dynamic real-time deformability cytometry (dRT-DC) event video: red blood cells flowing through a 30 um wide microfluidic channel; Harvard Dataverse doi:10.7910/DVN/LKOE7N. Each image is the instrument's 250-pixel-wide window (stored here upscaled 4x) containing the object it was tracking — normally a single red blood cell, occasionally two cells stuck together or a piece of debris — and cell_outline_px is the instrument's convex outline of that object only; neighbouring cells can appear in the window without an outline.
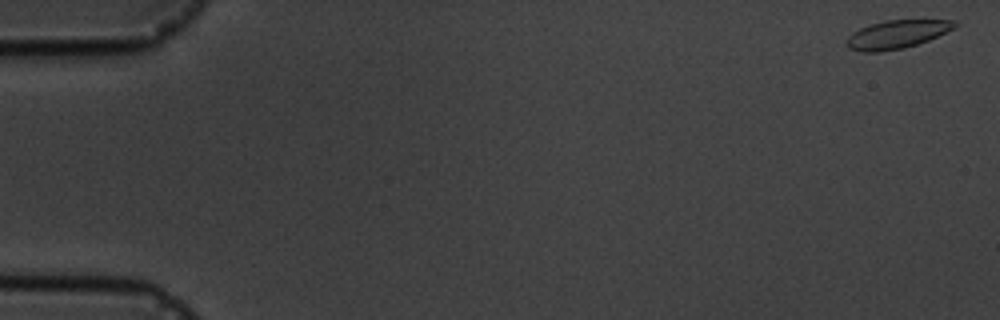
{"species": "common noctule bat (a hibernating species)", "species_latin": "Nyctalus noctula", "temperature_condition": "cold", "stored_images_in_passage": 7, "camera_frame_rate_fps": 3000, "um_per_image_px": 0.085, "animal": {"sex": "male", "body_mass_g": 19.5, "forearm_length_mm": 54.6}, "frame": {"image": 1, "passage_image": 1, "time_ms": 0.0, "image_size_px": [1000, 320], "cell_outline_px": [[960, 24], [956, 28], [928, 40], [904, 48], [880, 52], [860, 52], [848, 48], [844, 44], [848, 36], [852, 32], [860, 28], [884, 20], [956, 20]], "centroid_in_image_um": [76.22, 2.92], "position_along_channel_um": 8.8, "area_um2": 18.03}}
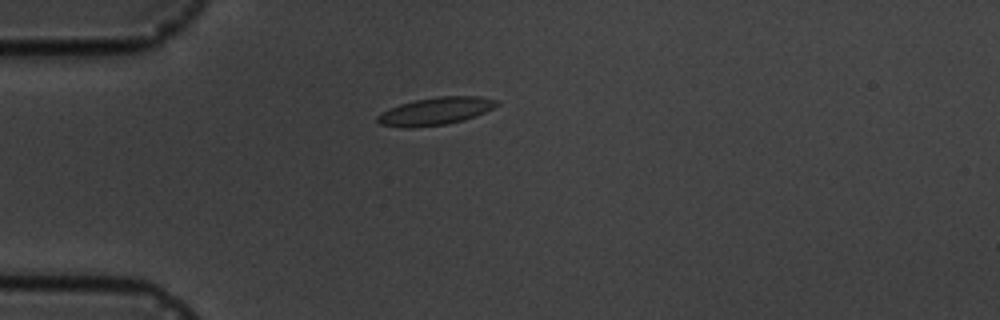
{"frame": {"image": 2, "passage_image": 5, "time_ms": 4.667, "image_size_px": [1000, 320], "cell_outline_px": [[500, 104], [476, 116], [464, 120], [448, 124], [412, 128], [404, 128], [380, 124], [376, 120], [376, 116], [400, 104], [416, 100], [436, 96], [480, 96], [496, 100]], "centroid_in_image_um": [37.04, 9.46], "position_along_channel_um": 48.0, "area_um2": 19.13}}
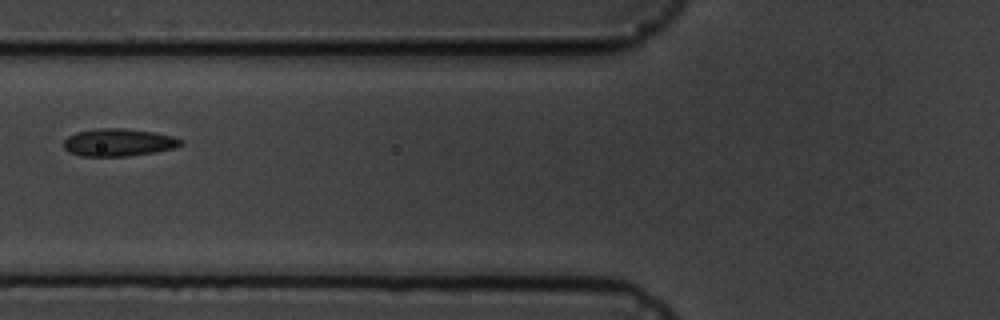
{"frame": {"image": 3, "passage_image": 7, "time_ms": 7.0, "image_size_px": [1000, 320], "cell_outline_px": [[184, 144], [176, 148], [156, 152], [128, 156], [80, 156], [68, 152], [64, 148], [64, 140], [68, 136], [76, 132], [96, 128], [124, 128], [152, 132], [172, 136], [184, 140]], "centroid_in_image_um": [10.09, 12.11], "position_along_channel_um": 115.7, "area_um2": 19.02}}